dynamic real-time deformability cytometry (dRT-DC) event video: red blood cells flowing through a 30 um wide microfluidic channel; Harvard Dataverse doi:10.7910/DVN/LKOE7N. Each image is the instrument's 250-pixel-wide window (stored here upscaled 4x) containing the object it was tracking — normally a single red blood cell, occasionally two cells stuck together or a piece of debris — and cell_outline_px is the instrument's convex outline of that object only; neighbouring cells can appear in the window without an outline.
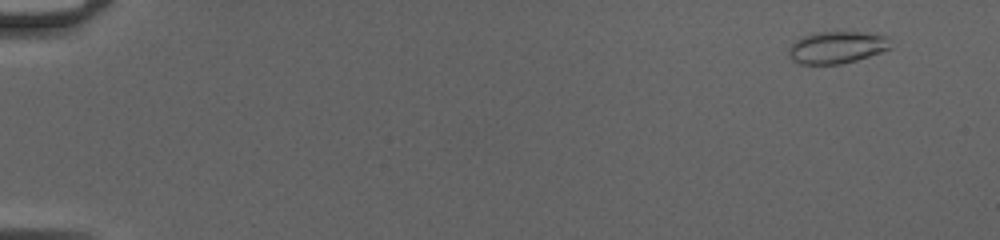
{"species": "common noctule bat (a hibernating species)", "species_latin": "Nyctalus noctula", "temperature_condition": "cold", "stored_images_in_passage": 48, "camera_frame_rate_fps": 3000, "um_per_image_px": 0.085, "animal": {"sex": "female", "body_mass_g": 20.0, "forearm_length_mm": 54.0}, "frame": {"image": 1, "passage_image": 1, "time_ms": 0.0, "image_size_px": [1000, 240], "cell_outline_px": [[892, 48], [856, 60], [840, 64], [800, 64], [792, 60], [788, 56], [788, 48], [796, 40], [812, 32], [860, 32], [888, 36]], "centroid_in_image_um": [71.11, 4.02], "position_along_channel_um": 13.9, "area_um2": 19.07}}
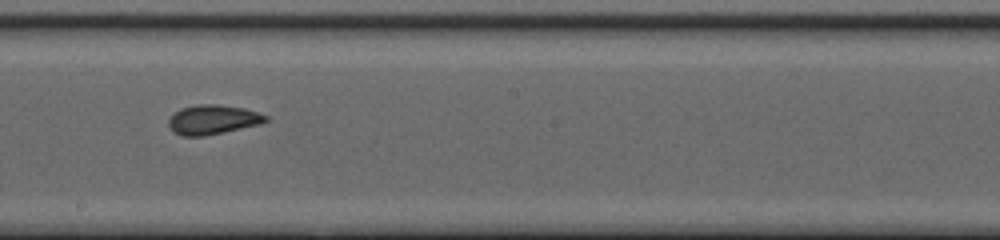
{"frame": {"image": 2, "passage_image": 28, "time_ms": 9.0, "image_size_px": [1000, 240], "cell_outline_px": [[268, 120], [260, 124], [224, 132], [204, 136], [180, 136], [168, 124], [168, 120], [180, 108], [196, 104], [216, 104], [244, 108], [268, 116]], "centroid_in_image_um": [18.09, 10.16], "position_along_channel_um": 230.1, "area_um2": 16.53}}
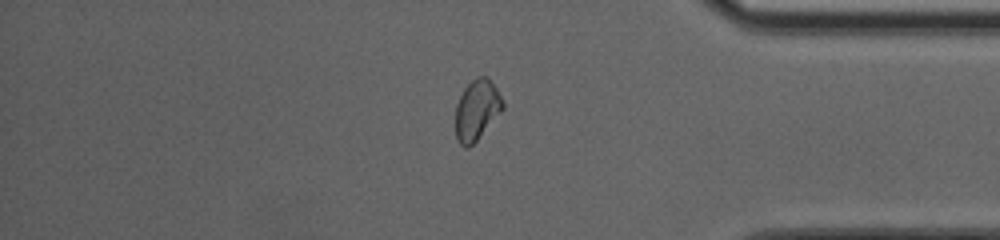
{"frame": {"image": 3, "passage_image": 41, "time_ms": 13.333, "image_size_px": [1000, 240], "cell_outline_px": [[504, 108], [476, 140], [468, 148], [464, 148], [456, 140], [456, 104], [464, 88], [476, 76], [484, 76], [496, 88], [504, 104]], "centroid_in_image_um": [40.5, 9.36], "position_along_channel_um": 394.7, "area_um2": 16.3}, "authors_computed_cell_mechanics": {"area_um2": 17.051, "velocity_mm_per_s": 4.191, "shape_relaxation_time_tau1_ms": 6.818, "shape_relaxation_time_tau2_ms": 0.7376, "deformation_change_tau1": 0.17, "deformation_change_tau2": 0.0515}}